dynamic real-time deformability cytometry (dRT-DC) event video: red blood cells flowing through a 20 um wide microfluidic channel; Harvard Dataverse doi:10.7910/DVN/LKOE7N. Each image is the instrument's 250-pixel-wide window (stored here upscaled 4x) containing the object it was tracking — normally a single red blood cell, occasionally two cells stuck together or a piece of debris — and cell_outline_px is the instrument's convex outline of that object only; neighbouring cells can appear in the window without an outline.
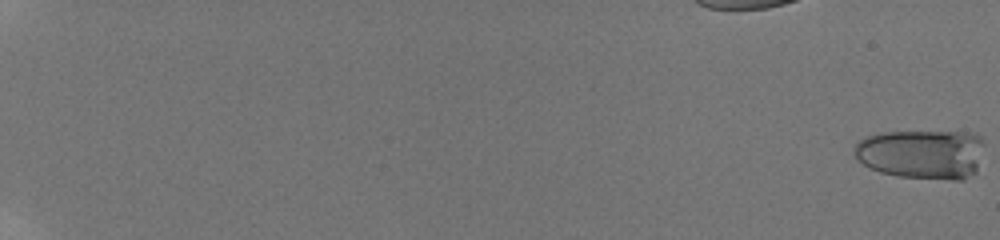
{"species": "human", "species_latin": "Homo sapiens", "temperature_condition": "room temperature", "stored_images_in_passage": 33, "camera_frame_rate_fps": 3000, "um_per_image_px": 0.085, "donor": {"sex": "male"}, "frame": {"image": 1, "passage_image": 1, "time_ms": 0.0, "image_size_px": [1000, 240], "cell_outline_px": [[980, 144], [976, 172], [964, 180], [952, 180], [896, 176], [880, 172], [868, 168], [852, 152], [856, 144], [860, 140], [868, 136], [880, 132], [976, 132], [980, 136]], "centroid_in_image_um": [78.31, 13.1], "position_along_channel_um": 6.7, "area_um2": 37.4}}
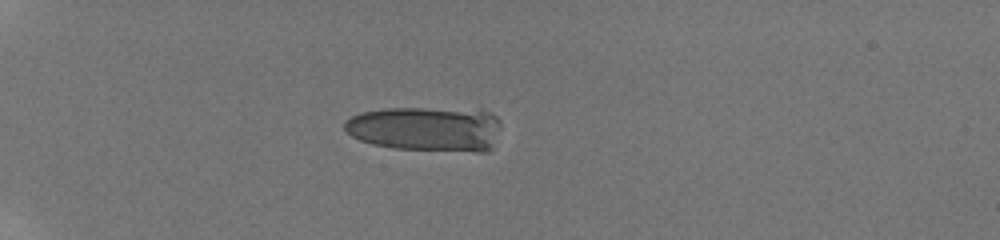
{"frame": {"image": 2, "passage_image": 20, "time_ms": 6.667, "image_size_px": [1000, 240], "cell_outline_px": [[500, 128], [492, 148], [488, 152], [476, 152], [396, 148], [372, 144], [360, 140], [352, 136], [344, 128], [344, 120], [360, 112], [384, 108], [480, 108], [492, 112], [500, 120]], "centroid_in_image_um": [36.28, 10.93], "position_along_channel_um": 48.7, "area_um2": 41.79}}